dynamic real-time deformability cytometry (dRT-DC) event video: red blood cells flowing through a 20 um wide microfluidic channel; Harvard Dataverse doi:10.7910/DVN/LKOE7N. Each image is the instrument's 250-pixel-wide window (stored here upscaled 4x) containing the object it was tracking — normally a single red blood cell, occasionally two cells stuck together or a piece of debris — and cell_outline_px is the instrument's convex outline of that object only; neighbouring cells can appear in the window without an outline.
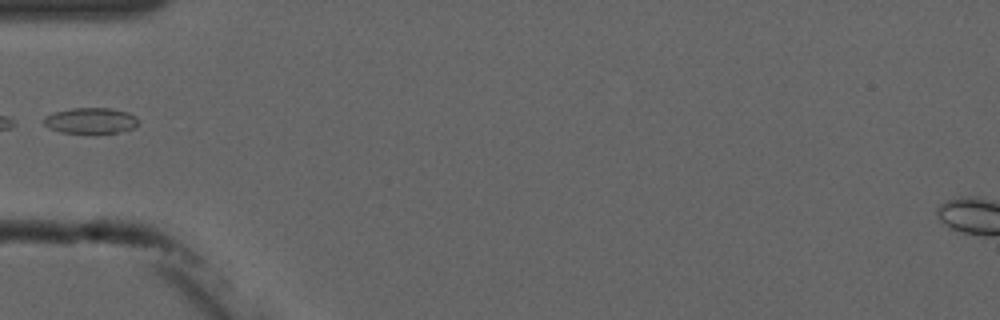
{"species": "common noctule bat (a hibernating species)", "species_latin": "Nyctalus noctula", "temperature_condition": "cold", "stored_images_in_passage": 3, "camera_frame_rate_fps": 3000, "um_per_image_px": 0.085, "animal": {"sex": "male", "forearm_length_mm": 52.5}, "frame": {"image": 1, "passage_image": 3, "time_ms": 3.333, "image_size_px": [1000, 320], "cell_outline_px": [[136, 128], [120, 132], [96, 136], [92, 136], [60, 132], [48, 128], [40, 120], [44, 116], [52, 112], [72, 108], [112, 108], [128, 112], [136, 116]], "centroid_in_image_um": [7.66, 10.3], "position_along_channel_um": 77.3, "area_um2": 15.2}}